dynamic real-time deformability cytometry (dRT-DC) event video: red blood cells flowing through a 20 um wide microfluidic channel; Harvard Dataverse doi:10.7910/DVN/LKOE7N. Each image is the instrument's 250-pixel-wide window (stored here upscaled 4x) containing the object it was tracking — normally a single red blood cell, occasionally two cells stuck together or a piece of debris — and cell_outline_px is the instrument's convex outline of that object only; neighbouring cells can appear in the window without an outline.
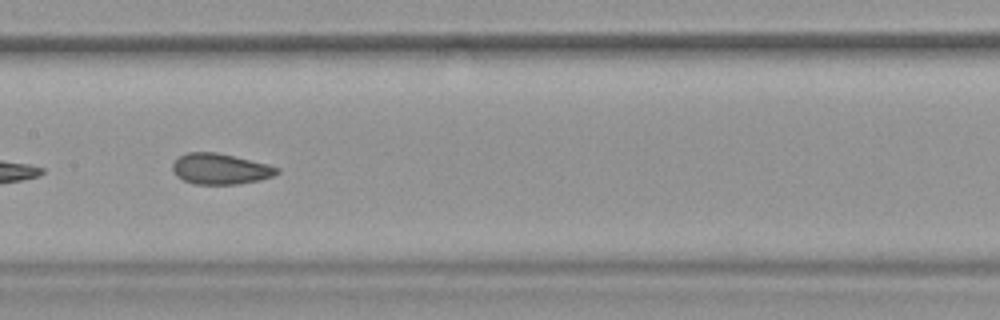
{"species": "common noctule bat (a hibernating species)", "species_latin": "Nyctalus noctula", "temperature_condition": "warm", "stored_images_in_passage": 37, "camera_frame_rate_fps": 3000, "um_per_image_px": 0.085, "animal": {"sex": "female", "body_mass_g": 19.9}, "frame": {"image": 1, "passage_image": 11, "time_ms": 3.333, "image_size_px": [1000, 320], "cell_outline_px": [[280, 172], [272, 176], [260, 180], [236, 184], [196, 184], [184, 180], [176, 176], [172, 172], [172, 164], [176, 156], [188, 152], [216, 152], [268, 164], [280, 168]], "centroid_in_image_um": [18.69, 14.35], "position_along_channel_um": 188.7, "area_um2": 18.84}, "authors_computed_cell_mechanics": {"area_um2": 19.3052, "velocity_mm_per_s": 3.8054, "shape_relaxation_time_tau1_ms": null, "shape_relaxation_time_tau2_ms": 1.3936, "deformation_change_tau1": null, "deformation_change_tau2": 0.0775}}